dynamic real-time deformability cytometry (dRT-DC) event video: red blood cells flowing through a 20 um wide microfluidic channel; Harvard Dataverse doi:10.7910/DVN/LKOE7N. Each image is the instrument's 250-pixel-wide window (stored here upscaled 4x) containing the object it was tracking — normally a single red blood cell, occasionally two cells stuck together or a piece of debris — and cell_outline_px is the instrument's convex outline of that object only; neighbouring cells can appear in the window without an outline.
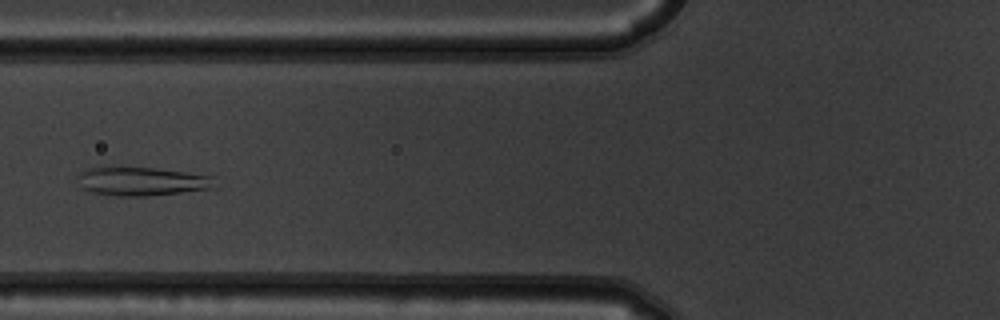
{"species": "common noctule bat (a hibernating species)", "species_latin": "Nyctalus noctula", "temperature_condition": "warm", "stored_images_in_passage": 5, "camera_frame_rate_fps": 3000, "um_per_image_px": 0.085, "animal": {"sex": "male", "body_mass_g": 19.5, "forearm_length_mm": 54.6}, "frame": {"image": 1, "passage_image": 5, "time_ms": 1.333, "image_size_px": [1000, 320], "cell_outline_px": [[216, 188], [148, 196], [116, 196], [92, 192], [80, 188], [76, 176], [80, 172], [92, 168], [152, 168], [184, 172], [212, 176]], "centroid_in_image_um": [12.03, 15.44], "position_along_channel_um": 113.8, "area_um2": 22.66}}